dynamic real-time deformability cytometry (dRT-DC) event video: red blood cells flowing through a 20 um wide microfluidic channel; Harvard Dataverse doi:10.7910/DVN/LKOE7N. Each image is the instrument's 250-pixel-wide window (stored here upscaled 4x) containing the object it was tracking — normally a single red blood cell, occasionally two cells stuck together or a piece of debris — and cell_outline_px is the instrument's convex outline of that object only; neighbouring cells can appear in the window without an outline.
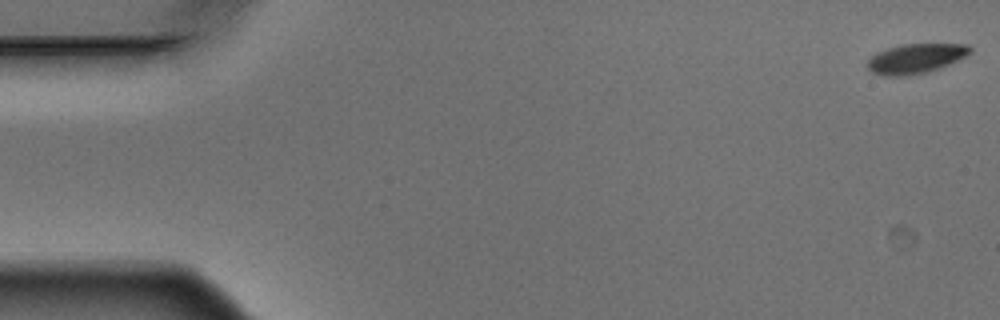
{"species": "Egyptian fruit bat (a non-hibernating species)", "species_latin": "Rousettus aegyptiacus", "temperature_condition": "warm", "stored_images_in_passage": 8, "camera_frame_rate_fps": 3000, "um_per_image_px": 0.085, "animal": {"sex": "male"}, "frame": {"image": 1, "passage_image": 1, "time_ms": 0.0, "image_size_px": [1000, 320], "cell_outline_px": [[972, 52], [940, 68], [924, 72], [904, 76], [884, 76], [872, 72], [868, 68], [868, 60], [876, 52], [888, 48], [904, 44], [968, 44], [972, 48]], "centroid_in_image_um": [77.82, 4.97], "position_along_channel_um": 7.2, "area_um2": 17.51}}
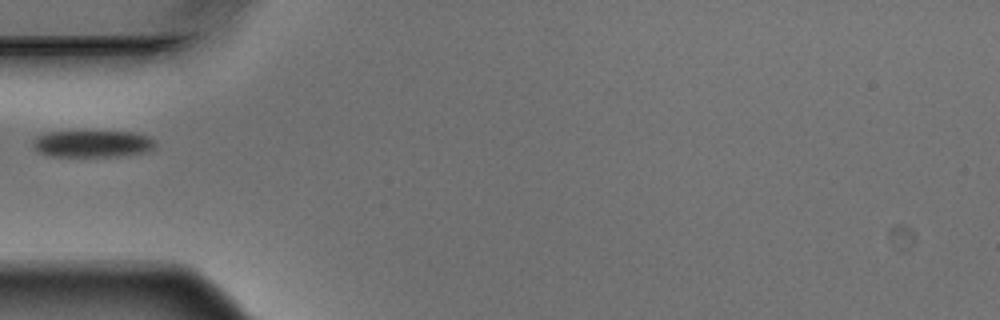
{"frame": {"image": 2, "passage_image": 6, "time_ms": 1.667, "image_size_px": [1000, 320], "cell_outline_px": [[156, 144], [148, 152], [120, 156], [48, 156], [32, 148], [36, 136], [48, 132], [136, 132], [152, 136], [156, 140]], "centroid_in_image_um": [7.92, 12.22], "position_along_channel_um": 77.1, "area_um2": 19.31}}
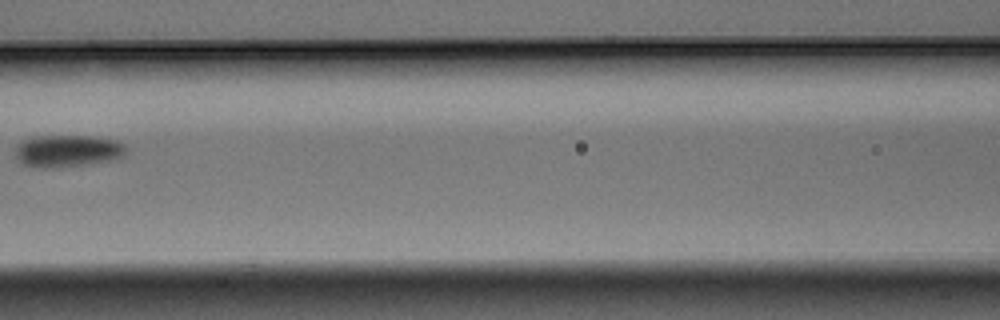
{"frame": {"image": 3, "passage_image": 8, "time_ms": 2.333, "image_size_px": [1000, 320], "cell_outline_px": [[124, 156], [112, 160], [92, 164], [56, 168], [32, 168], [20, 164], [16, 156], [16, 144], [20, 140], [32, 136], [88, 136], [116, 140], [124, 144]], "centroid_in_image_um": [5.67, 12.85], "position_along_channel_um": 160.9, "area_um2": 21.21}}